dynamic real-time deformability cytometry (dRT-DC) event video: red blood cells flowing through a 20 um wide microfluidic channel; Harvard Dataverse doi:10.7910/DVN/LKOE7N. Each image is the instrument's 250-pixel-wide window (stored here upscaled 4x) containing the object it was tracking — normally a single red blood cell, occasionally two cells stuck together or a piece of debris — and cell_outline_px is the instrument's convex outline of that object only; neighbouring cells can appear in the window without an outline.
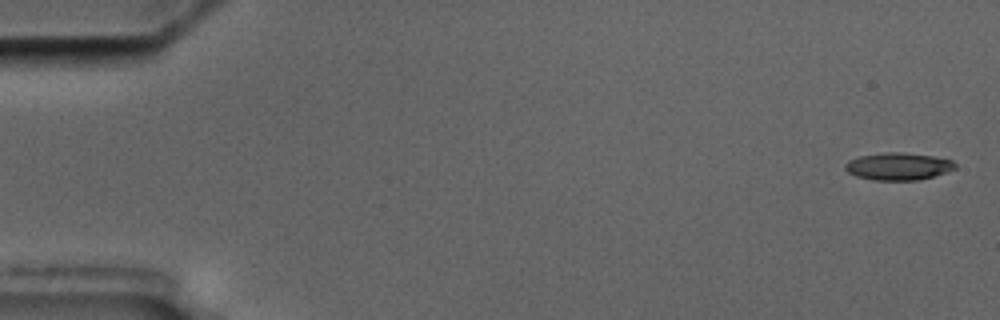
{"species": "common noctule bat (a hibernating species)", "species_latin": "Nyctalus noctula", "temperature_condition": "cold", "stored_images_in_passage": 11, "camera_frame_rate_fps": 3000, "um_per_image_px": 0.085, "animal": {"sex": "male", "body_mass_g": 17.5, "forearm_length_mm": 52.3}, "frame": {"image": 1, "passage_image": 1, "time_ms": 0.0, "image_size_px": [1000, 320], "cell_outline_px": [[956, 168], [920, 180], [872, 180], [856, 176], [848, 172], [844, 168], [844, 164], [848, 160], [860, 156], [884, 152], [900, 152], [932, 156], [952, 160], [956, 164]], "centroid_in_image_um": [76.31, 14.14], "position_along_channel_um": 8.7, "area_um2": 17.46}}
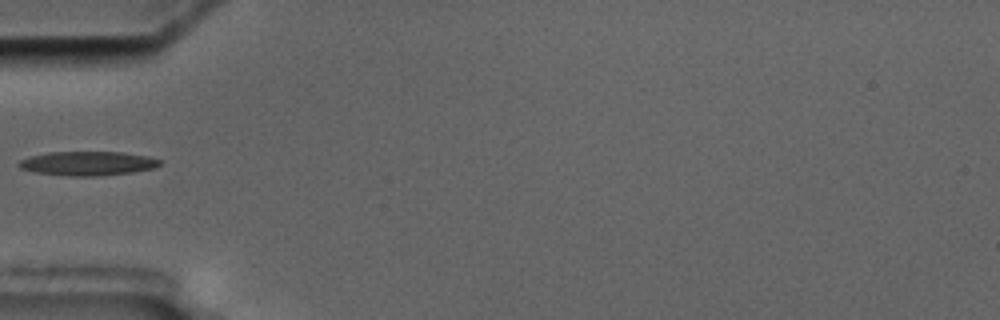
{"frame": {"image": 2, "passage_image": 5, "time_ms": 6.0, "image_size_px": [1000, 320], "cell_outline_px": [[160, 164], [156, 168], [132, 172], [96, 176], [68, 176], [36, 172], [20, 168], [16, 164], [20, 160], [28, 156], [48, 152], [120, 152], [148, 156], [160, 160]], "centroid_in_image_um": [7.43, 13.89], "position_along_channel_um": 77.6, "area_um2": 19.83}}
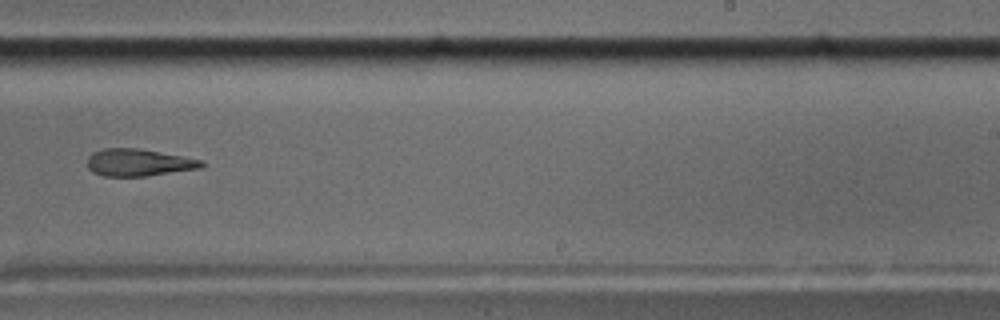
{"frame": {"image": 3, "passage_image": 10, "time_ms": 11.667, "image_size_px": [1000, 320], "cell_outline_px": [[204, 164], [200, 168], [144, 176], [104, 176], [92, 172], [88, 168], [88, 156], [92, 152], [104, 148], [136, 148], [204, 160]], "centroid_in_image_um": [11.74, 13.81], "position_along_channel_um": 277.3, "area_um2": 17.92}}